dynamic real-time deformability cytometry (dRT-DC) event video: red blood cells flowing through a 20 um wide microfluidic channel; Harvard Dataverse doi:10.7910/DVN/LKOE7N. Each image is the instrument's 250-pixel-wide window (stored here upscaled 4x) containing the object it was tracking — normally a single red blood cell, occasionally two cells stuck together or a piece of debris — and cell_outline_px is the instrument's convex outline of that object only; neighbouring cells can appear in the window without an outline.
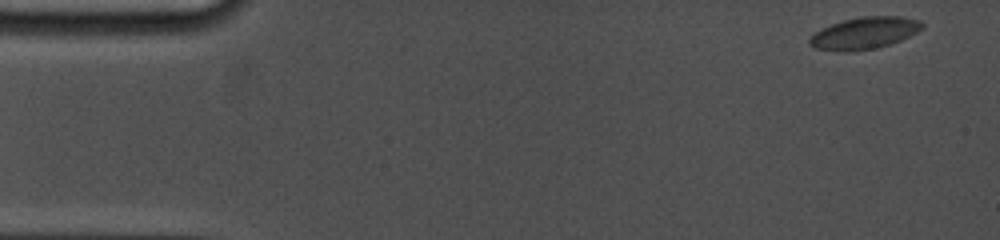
{"species": "common noctule bat (a hibernating species)", "species_latin": "Nyctalus noctula", "temperature_condition": "cold", "stored_images_in_passage": 9, "camera_frame_rate_fps": 5000, "um_per_image_px": 0.085, "animal": {"sex": "female", "body_mass_g": 19.0, "forearm_length_mm": 53.3}, "frame": {"image": 1, "passage_image": 1, "time_ms": 0.0, "image_size_px": [1000, 240], "cell_outline_px": [[924, 28], [900, 40], [888, 44], [872, 48], [848, 52], [840, 52], [816, 48], [808, 44], [808, 40], [816, 32], [832, 24], [844, 20], [860, 16], [900, 16], [920, 20], [924, 24]], "centroid_in_image_um": [73.48, 2.8], "position_along_channel_um": 11.5, "area_um2": 20.69}}
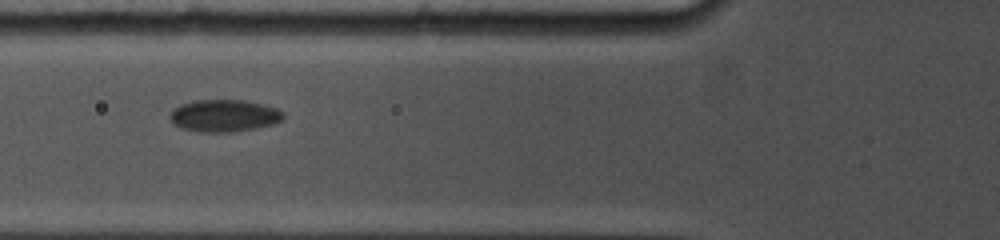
{"frame": {"image": 2, "passage_image": 7, "time_ms": 6.0, "image_size_px": [1000, 240], "cell_outline_px": [[284, 120], [272, 124], [256, 128], [232, 132], [200, 132], [184, 128], [176, 124], [168, 116], [180, 104], [196, 100], [244, 100], [276, 108], [284, 112]], "centroid_in_image_um": [19.09, 9.83], "position_along_channel_um": 106.7, "area_um2": 21.04}}
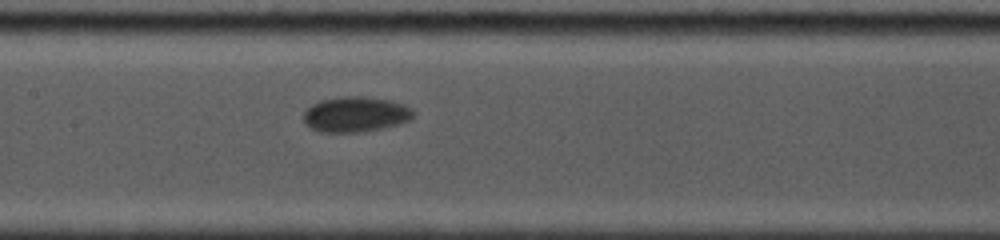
{"frame": {"image": 3, "passage_image": 9, "time_ms": 8.0, "image_size_px": [1000, 240], "cell_outline_px": [[416, 112], [408, 120], [384, 128], [356, 132], [320, 132], [308, 128], [304, 124], [304, 112], [312, 104], [320, 100], [344, 96], [364, 96], [392, 100], [404, 104], [412, 108]], "centroid_in_image_um": [30.21, 9.71], "position_along_channel_um": 177.2, "area_um2": 22.77}}